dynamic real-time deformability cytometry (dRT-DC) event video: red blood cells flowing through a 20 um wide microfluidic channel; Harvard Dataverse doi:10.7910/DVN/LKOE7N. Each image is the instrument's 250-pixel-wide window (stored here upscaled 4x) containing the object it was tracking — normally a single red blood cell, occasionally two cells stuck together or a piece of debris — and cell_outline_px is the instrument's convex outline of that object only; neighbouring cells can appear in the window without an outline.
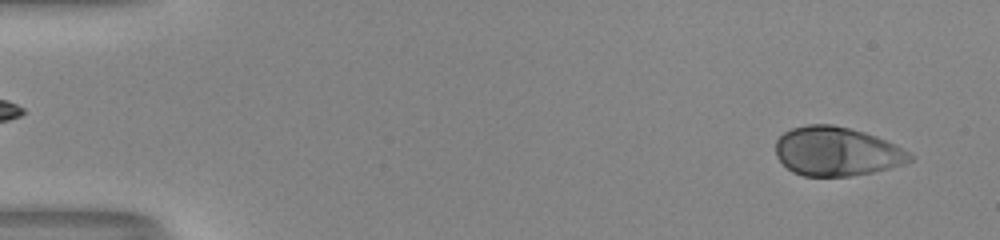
{"species": "human", "species_latin": "Homo sapiens", "temperature_condition": "room temperature", "stored_images_in_passage": 52, "camera_frame_rate_fps": 3000, "um_per_image_px": 0.085, "donor": {"sex": "male"}, "frame": {"image": 1, "passage_image": 3, "time_ms": 0.667, "image_size_px": [1000, 240], "cell_outline_px": [[912, 160], [904, 164], [872, 172], [848, 176], [804, 176], [792, 172], [776, 156], [776, 140], [784, 132], [792, 128], [808, 124], [832, 124], [864, 132], [876, 136], [908, 152], [912, 156]], "centroid_in_image_um": [71.08, 12.87], "position_along_channel_um": 13.9, "area_um2": 37.97}}
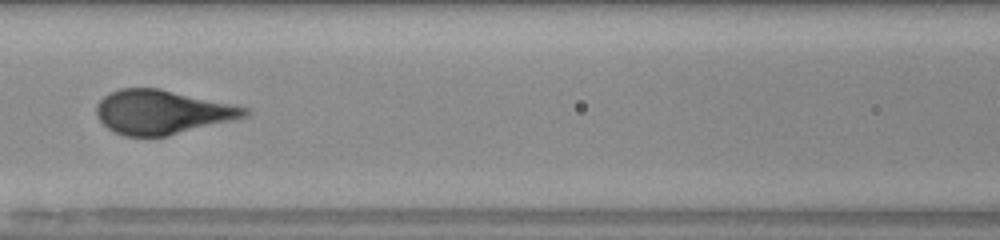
{"frame": {"image": 2, "passage_image": 24, "time_ms": 7.667, "image_size_px": [1000, 240], "cell_outline_px": [[252, 112], [248, 116], [168, 136], [124, 136], [108, 128], [96, 116], [96, 104], [108, 92], [120, 88], [160, 88], [248, 108]], "centroid_in_image_um": [13.75, 9.52], "position_along_channel_um": 152.8, "area_um2": 37.97}}
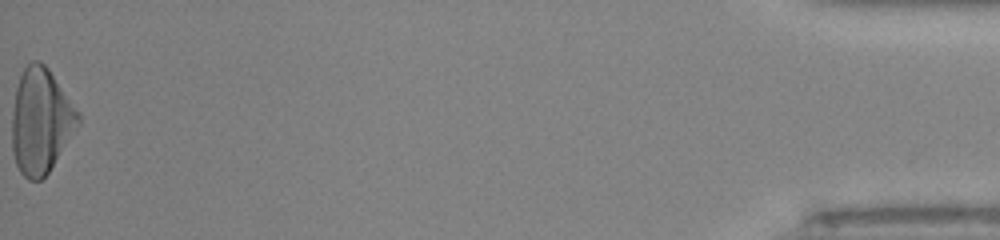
{"frame": {"image": 3, "passage_image": 52, "time_ms": 17.0, "image_size_px": [1000, 240], "cell_outline_px": [[80, 124], [48, 172], [40, 180], [28, 180], [20, 172], [16, 164], [12, 152], [12, 112], [16, 88], [20, 76], [24, 68], [32, 60], [40, 60], [48, 68], [80, 112]], "centroid_in_image_um": [3.47, 10.27], "position_along_channel_um": 431.7, "area_um2": 40.58}}